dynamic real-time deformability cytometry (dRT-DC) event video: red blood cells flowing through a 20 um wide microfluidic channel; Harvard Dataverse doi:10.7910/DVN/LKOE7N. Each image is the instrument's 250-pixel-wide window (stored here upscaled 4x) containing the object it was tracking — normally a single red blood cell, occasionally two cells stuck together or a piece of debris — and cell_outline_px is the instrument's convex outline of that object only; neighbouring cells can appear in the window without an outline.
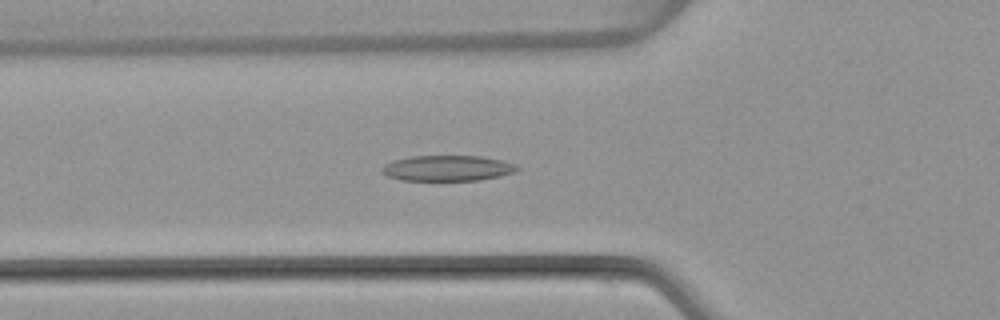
{"species": "common noctule bat (a hibernating species)", "species_latin": "Nyctalus noctula", "temperature_condition": "warm", "stored_images_in_passage": 35, "camera_frame_rate_fps": 3000, "um_per_image_px": 0.085, "animal": {"sex": "female", "body_mass_g": 22.7, "forearm_length_mm": 54.2}, "frame": {"image": 1, "passage_image": 8, "time_ms": 2.333, "image_size_px": [1000, 320], "cell_outline_px": [[520, 168], [516, 172], [500, 176], [480, 180], [400, 180], [388, 176], [380, 172], [380, 168], [384, 164], [396, 160], [412, 156], [484, 156], [516, 164]], "centroid_in_image_um": [38.05, 14.29], "position_along_channel_um": 87.8, "area_um2": 20.23}}
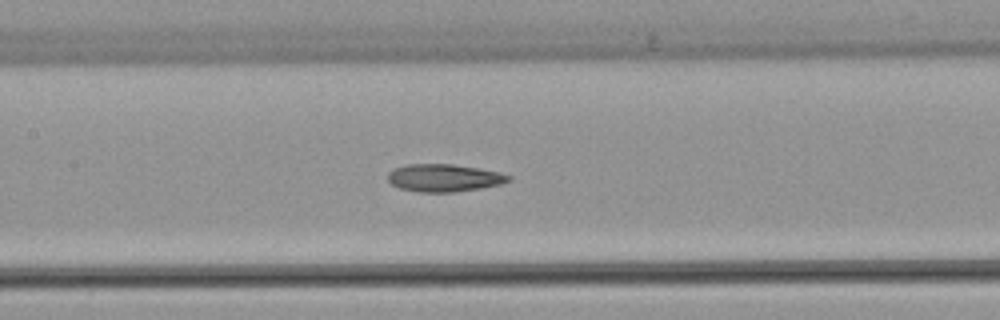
{"frame": {"image": 2, "passage_image": 14, "time_ms": 4.333, "image_size_px": [1000, 320], "cell_outline_px": [[512, 180], [500, 184], [480, 188], [452, 192], [420, 192], [400, 188], [392, 184], [388, 180], [388, 172], [396, 168], [408, 164], [452, 164], [480, 168], [500, 172], [512, 176]], "centroid_in_image_um": [37.78, 15.11], "position_along_channel_um": 169.6, "area_um2": 19.36}}
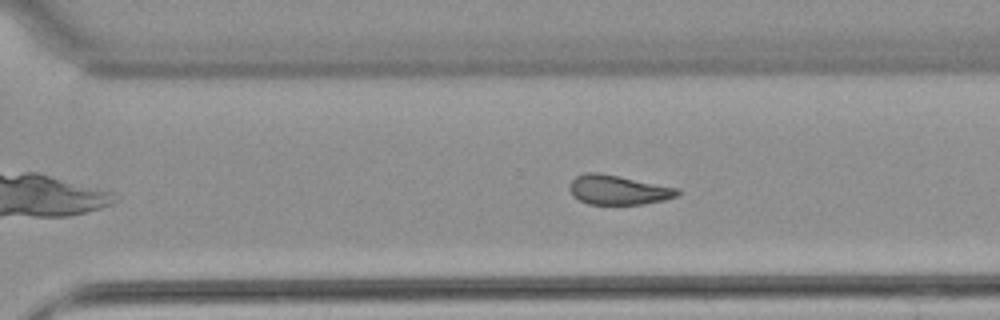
{"frame": {"image": 3, "passage_image": 25, "time_ms": 8.0, "image_size_px": [1000, 320], "cell_outline_px": [[680, 192], [676, 196], [664, 200], [644, 204], [588, 204], [572, 196], [568, 188], [568, 184], [576, 176], [588, 172], [596, 172], [620, 176], [680, 188]], "centroid_in_image_um": [52.53, 16.14], "position_along_channel_um": 318.1, "area_um2": 18.67}}